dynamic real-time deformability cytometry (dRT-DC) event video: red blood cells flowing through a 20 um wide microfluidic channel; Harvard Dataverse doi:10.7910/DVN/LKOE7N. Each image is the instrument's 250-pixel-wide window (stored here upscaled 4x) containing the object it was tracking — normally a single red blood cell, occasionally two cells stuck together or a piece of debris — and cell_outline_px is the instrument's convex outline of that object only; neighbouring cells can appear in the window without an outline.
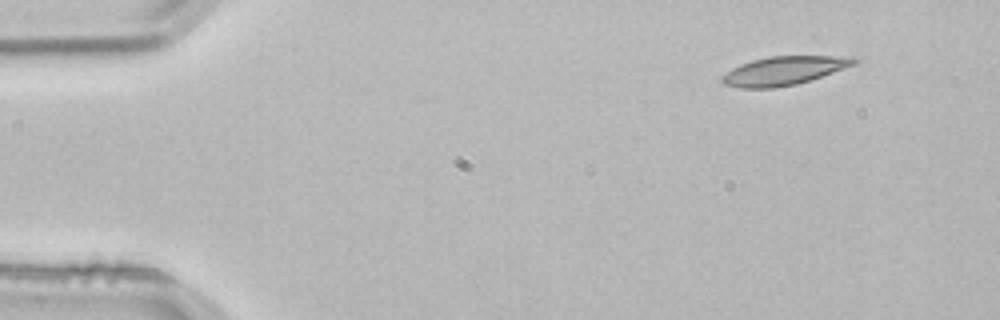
{"species": "common noctule bat (a hibernating species)", "species_latin": "Nyctalus noctula", "temperature_condition": "room temperature", "stored_images_in_passage": 3, "camera_frame_rate_fps": 3000, "um_per_image_px": 0.085, "animal": {"sex": "male", "body_mass_g": 21.5, "forearm_length_mm": 52.0}, "frame": {"image": 1, "passage_image": 1, "time_ms": 0.0, "image_size_px": [1000, 320], "cell_outline_px": [[860, 60], [856, 64], [796, 84], [772, 88], [740, 88], [724, 84], [720, 80], [720, 76], [732, 68], [740, 64], [752, 60], [768, 56], [852, 56]], "centroid_in_image_um": [66.6, 6.0], "position_along_channel_um": 18.4, "area_um2": 21.96}}
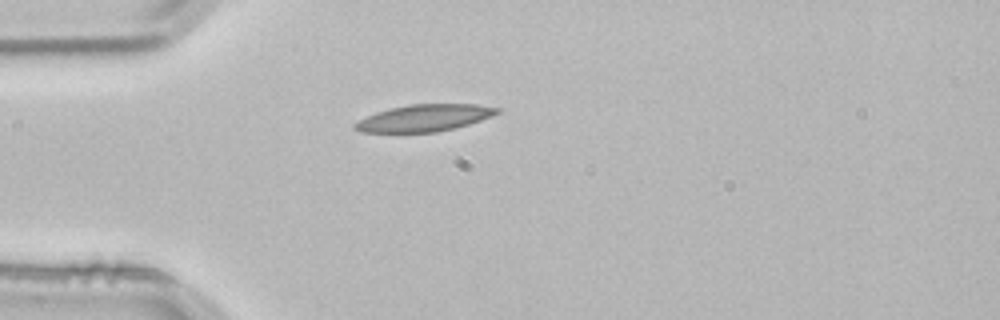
{"frame": {"image": 2, "passage_image": 3, "time_ms": 0.667, "image_size_px": [1000, 320], "cell_outline_px": [[500, 112], [492, 116], [468, 124], [436, 132], [360, 132], [352, 128], [352, 124], [376, 112], [408, 104], [476, 104], [500, 108]], "centroid_in_image_um": [36.05, 10.02], "position_along_channel_um": 48.9, "area_um2": 22.08}}